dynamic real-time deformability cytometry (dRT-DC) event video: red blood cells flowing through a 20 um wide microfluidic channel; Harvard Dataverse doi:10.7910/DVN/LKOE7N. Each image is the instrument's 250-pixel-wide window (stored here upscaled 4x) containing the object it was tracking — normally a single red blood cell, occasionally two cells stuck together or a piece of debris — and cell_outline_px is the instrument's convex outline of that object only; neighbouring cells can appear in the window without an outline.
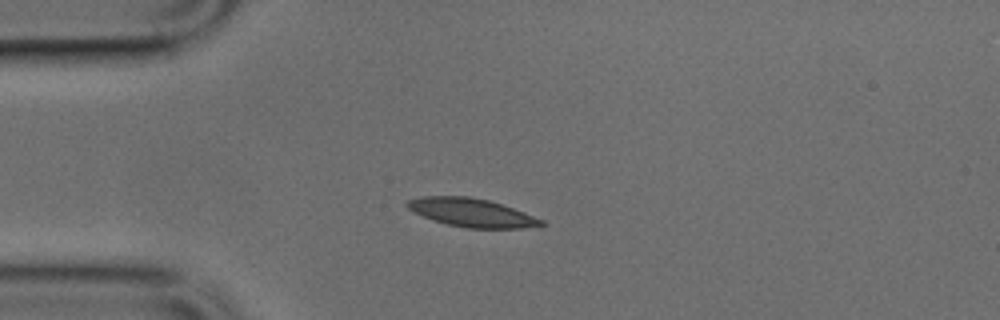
{"species": "common noctule bat (a hibernating species)", "species_latin": "Nyctalus noctula", "temperature_condition": "cold", "stored_images_in_passage": 38, "camera_frame_rate_fps": 3000, "um_per_image_px": 0.085, "animal": {"sex": "male", "body_mass_g": 17.9, "forearm_length_mm": 54.2}, "frame": {"image": 1, "passage_image": 1, "time_ms": 0.0, "image_size_px": [1000, 320], "cell_outline_px": [[548, 224], [520, 228], [468, 228], [448, 224], [432, 220], [408, 208], [404, 204], [408, 200], [424, 196], [468, 196], [488, 200], [524, 212], [544, 220]], "centroid_in_image_um": [40.1, 18.07], "position_along_channel_um": 44.9, "area_um2": 21.91}}
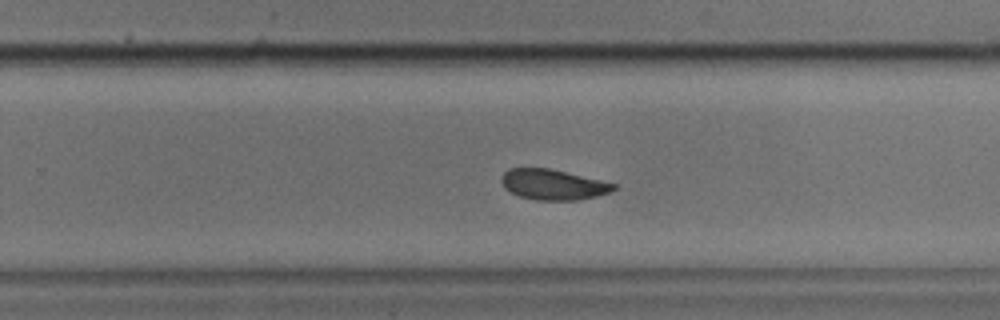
{"frame": {"image": 2, "passage_image": 20, "time_ms": 6.333, "image_size_px": [1000, 320], "cell_outline_px": [[616, 188], [608, 192], [596, 196], [580, 200], [536, 200], [520, 196], [504, 188], [500, 180], [500, 176], [508, 168], [548, 168], [600, 180], [616, 184]], "centroid_in_image_um": [46.96, 15.68], "position_along_channel_um": 282.8, "area_um2": 19.77}}
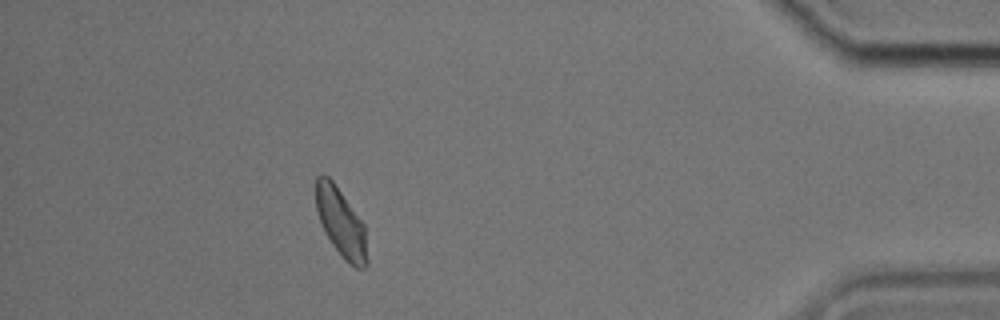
{"frame": {"image": 3, "passage_image": 33, "time_ms": 10.667, "image_size_px": [1000, 320], "cell_outline_px": [[368, 264], [364, 268], [356, 268], [344, 260], [332, 244], [320, 220], [316, 208], [316, 176], [320, 172], [324, 172], [332, 180], [364, 224], [368, 260]], "centroid_in_image_um": [28.99, 18.91], "position_along_channel_um": 406.2, "area_um2": 20.35}}